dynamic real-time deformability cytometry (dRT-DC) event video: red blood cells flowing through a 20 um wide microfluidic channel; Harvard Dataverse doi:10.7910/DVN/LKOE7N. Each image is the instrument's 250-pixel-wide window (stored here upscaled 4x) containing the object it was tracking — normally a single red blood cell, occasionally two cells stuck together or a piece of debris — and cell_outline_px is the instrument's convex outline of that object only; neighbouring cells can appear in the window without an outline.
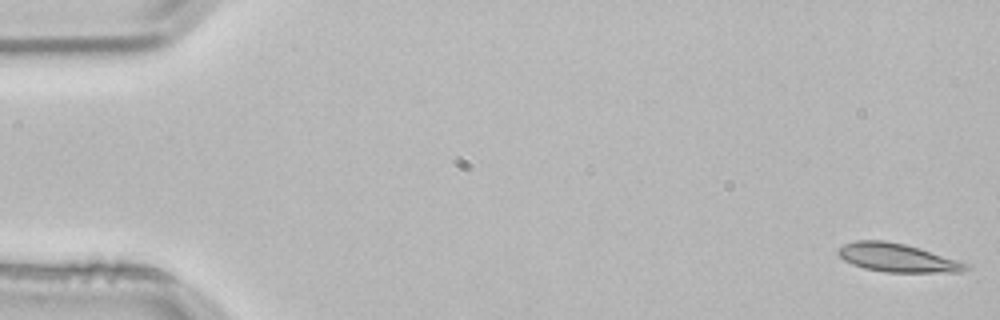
{"species": "common noctule bat (a hibernating species)", "species_latin": "Nyctalus noctula", "temperature_condition": "room temperature", "stored_images_in_passage": 4, "camera_frame_rate_fps": 3000, "um_per_image_px": 0.085, "animal": {"sex": "male", "body_mass_g": 21.5, "forearm_length_mm": 52.0}, "frame": {"image": 1, "passage_image": 1, "time_ms": 0.0, "image_size_px": [1000, 320], "cell_outline_px": [[972, 268], [960, 272], [884, 272], [864, 268], [852, 264], [844, 260], [836, 252], [836, 248], [844, 244], [856, 240], [884, 240], [904, 244], [920, 248], [972, 264]], "centroid_in_image_um": [76.3, 21.91], "position_along_channel_um": 8.7, "area_um2": 21.44}}